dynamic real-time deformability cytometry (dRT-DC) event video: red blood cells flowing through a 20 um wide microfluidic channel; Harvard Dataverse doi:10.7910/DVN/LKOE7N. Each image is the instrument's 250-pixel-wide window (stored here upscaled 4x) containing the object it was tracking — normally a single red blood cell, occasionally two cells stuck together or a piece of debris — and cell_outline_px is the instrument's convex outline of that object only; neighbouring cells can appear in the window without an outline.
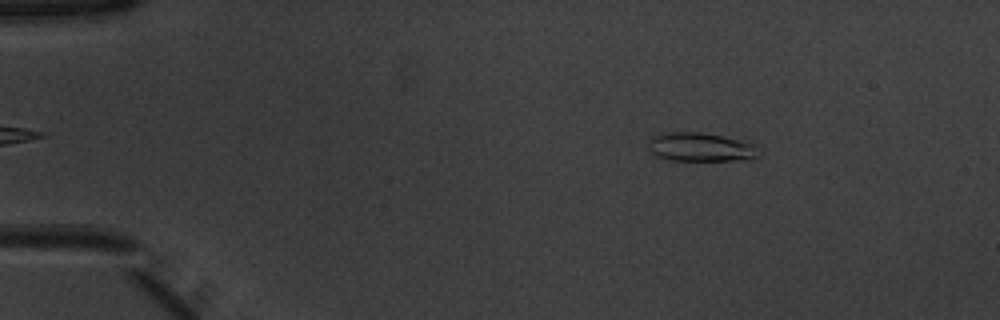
{"species": "common noctule bat (a hibernating species)", "species_latin": "Nyctalus noctula", "temperature_condition": "warm", "stored_images_in_passage": 47, "camera_frame_rate_fps": 3000, "um_per_image_px": 0.085, "animal": {"sex": "male", "body_mass_g": 20.1, "forearm_length_mm": 53.5}, "frame": {"image": 1, "passage_image": 3, "time_ms": 0.667, "image_size_px": [1000, 320], "cell_outline_px": [[756, 156], [748, 160], [668, 160], [656, 156], [652, 152], [648, 144], [648, 140], [652, 136], [668, 132], [700, 132], [740, 140], [756, 144]], "centroid_in_image_um": [59.51, 12.5], "position_along_channel_um": 25.5, "area_um2": 18.32}}
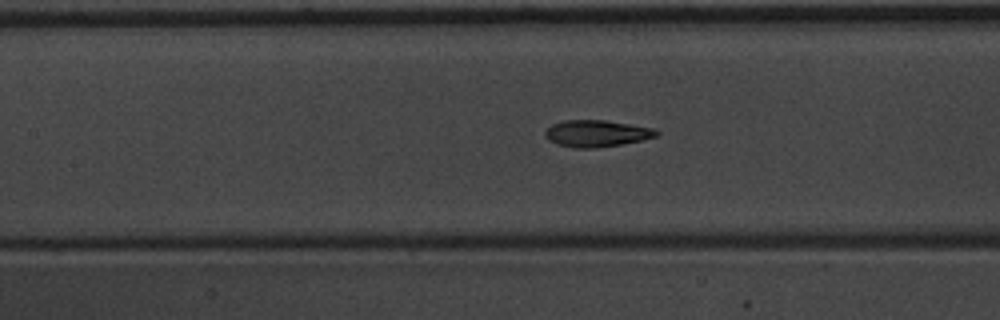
{"frame": {"image": 2, "passage_image": 19, "time_ms": 6.0, "image_size_px": [1000, 320], "cell_outline_px": [[660, 132], [656, 136], [640, 140], [620, 144], [596, 148], [572, 148], [556, 144], [548, 140], [544, 136], [544, 132], [552, 124], [564, 120], [604, 120], [656, 128]], "centroid_in_image_um": [50.68, 11.34], "position_along_channel_um": 156.7, "area_um2": 17.4}}
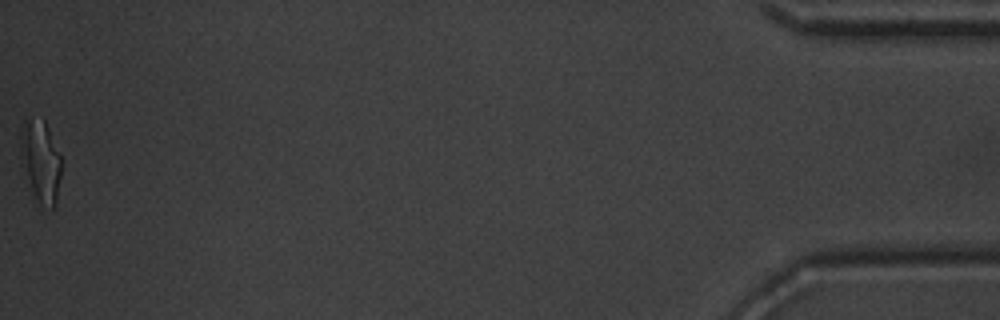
{"frame": {"image": 3, "passage_image": 47, "time_ms": 15.333, "image_size_px": [1000, 320], "cell_outline_px": [[60, 176], [56, 204], [52, 208], [40, 204], [32, 188], [20, 156], [24, 124], [44, 120], [48, 128], [60, 156]], "centroid_in_image_um": [3.5, 13.78], "position_along_channel_um": 431.7, "area_um2": 17.98}, "authors_computed_cell_mechanics": {"area_um2": 17.3978, "velocity_mm_per_s": 3.9291, "shape_relaxation_time_tau1_ms": 5.4026, "shape_relaxation_time_tau2_ms": 1.5016, "deformation_change_tau1": 0.2155, "deformation_change_tau2": 0.094}}